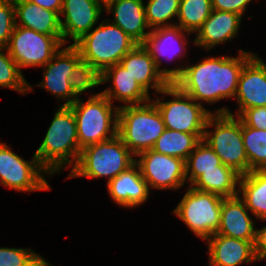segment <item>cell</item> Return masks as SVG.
I'll use <instances>...</instances> for the list:
<instances>
[{
    "instance_id": "1",
    "label": "cell",
    "mask_w": 266,
    "mask_h": 266,
    "mask_svg": "<svg viewBox=\"0 0 266 266\" xmlns=\"http://www.w3.org/2000/svg\"><path fill=\"white\" fill-rule=\"evenodd\" d=\"M237 57H206L196 64H187L173 82L197 103L213 104L222 99L235 98L238 79L244 64L255 54L240 49Z\"/></svg>"
},
{
    "instance_id": "2",
    "label": "cell",
    "mask_w": 266,
    "mask_h": 266,
    "mask_svg": "<svg viewBox=\"0 0 266 266\" xmlns=\"http://www.w3.org/2000/svg\"><path fill=\"white\" fill-rule=\"evenodd\" d=\"M80 153L74 112L70 106L60 105L34 155L52 176L67 167L72 169Z\"/></svg>"
},
{
    "instance_id": "3",
    "label": "cell",
    "mask_w": 266,
    "mask_h": 266,
    "mask_svg": "<svg viewBox=\"0 0 266 266\" xmlns=\"http://www.w3.org/2000/svg\"><path fill=\"white\" fill-rule=\"evenodd\" d=\"M73 45L79 50L81 59L102 73L106 68L120 63L137 43L120 27L103 19Z\"/></svg>"
},
{
    "instance_id": "4",
    "label": "cell",
    "mask_w": 266,
    "mask_h": 266,
    "mask_svg": "<svg viewBox=\"0 0 266 266\" xmlns=\"http://www.w3.org/2000/svg\"><path fill=\"white\" fill-rule=\"evenodd\" d=\"M101 92L91 94L86 102L79 97L70 105L76 120L80 149L112 139L117 135L118 109Z\"/></svg>"
},
{
    "instance_id": "5",
    "label": "cell",
    "mask_w": 266,
    "mask_h": 266,
    "mask_svg": "<svg viewBox=\"0 0 266 266\" xmlns=\"http://www.w3.org/2000/svg\"><path fill=\"white\" fill-rule=\"evenodd\" d=\"M135 155L116 135L112 139L86 146L67 179L87 177L107 178V183L135 163Z\"/></svg>"
},
{
    "instance_id": "6",
    "label": "cell",
    "mask_w": 266,
    "mask_h": 266,
    "mask_svg": "<svg viewBox=\"0 0 266 266\" xmlns=\"http://www.w3.org/2000/svg\"><path fill=\"white\" fill-rule=\"evenodd\" d=\"M165 129L162 116L152 101L119 106L117 135L135 156L152 149Z\"/></svg>"
},
{
    "instance_id": "7",
    "label": "cell",
    "mask_w": 266,
    "mask_h": 266,
    "mask_svg": "<svg viewBox=\"0 0 266 266\" xmlns=\"http://www.w3.org/2000/svg\"><path fill=\"white\" fill-rule=\"evenodd\" d=\"M211 127L214 131L209 130ZM202 140L219 156L222 164L233 168L240 175L248 173L242 121L237 116L211 114L207 119Z\"/></svg>"
},
{
    "instance_id": "8",
    "label": "cell",
    "mask_w": 266,
    "mask_h": 266,
    "mask_svg": "<svg viewBox=\"0 0 266 266\" xmlns=\"http://www.w3.org/2000/svg\"><path fill=\"white\" fill-rule=\"evenodd\" d=\"M159 93L173 98L170 101H163L158 96L156 99H151L158 108L166 129L204 134L211 111L183 93L174 83H169Z\"/></svg>"
},
{
    "instance_id": "9",
    "label": "cell",
    "mask_w": 266,
    "mask_h": 266,
    "mask_svg": "<svg viewBox=\"0 0 266 266\" xmlns=\"http://www.w3.org/2000/svg\"><path fill=\"white\" fill-rule=\"evenodd\" d=\"M223 198L189 186L177 207L172 211L202 240L215 235L220 225Z\"/></svg>"
},
{
    "instance_id": "10",
    "label": "cell",
    "mask_w": 266,
    "mask_h": 266,
    "mask_svg": "<svg viewBox=\"0 0 266 266\" xmlns=\"http://www.w3.org/2000/svg\"><path fill=\"white\" fill-rule=\"evenodd\" d=\"M43 175L51 174L39 163L35 155L24 160L9 145L0 142V184L20 192L50 190L51 185Z\"/></svg>"
},
{
    "instance_id": "11",
    "label": "cell",
    "mask_w": 266,
    "mask_h": 266,
    "mask_svg": "<svg viewBox=\"0 0 266 266\" xmlns=\"http://www.w3.org/2000/svg\"><path fill=\"white\" fill-rule=\"evenodd\" d=\"M64 45L63 36H50L16 25L6 49L21 70L43 67Z\"/></svg>"
},
{
    "instance_id": "12",
    "label": "cell",
    "mask_w": 266,
    "mask_h": 266,
    "mask_svg": "<svg viewBox=\"0 0 266 266\" xmlns=\"http://www.w3.org/2000/svg\"><path fill=\"white\" fill-rule=\"evenodd\" d=\"M187 33V34H186ZM191 33L183 30L180 26H168L151 30L146 40L142 43L154 60L158 71L169 81L173 83L183 72L184 63L177 68L168 69L162 65V58L180 59L186 56L188 36ZM187 36V37H186ZM185 55V56H184ZM162 57V58H161Z\"/></svg>"
},
{
    "instance_id": "13",
    "label": "cell",
    "mask_w": 266,
    "mask_h": 266,
    "mask_svg": "<svg viewBox=\"0 0 266 266\" xmlns=\"http://www.w3.org/2000/svg\"><path fill=\"white\" fill-rule=\"evenodd\" d=\"M135 163L139 166L143 179L149 189L178 190L186 179L185 161L178 157H172L158 153L152 149L138 153Z\"/></svg>"
},
{
    "instance_id": "14",
    "label": "cell",
    "mask_w": 266,
    "mask_h": 266,
    "mask_svg": "<svg viewBox=\"0 0 266 266\" xmlns=\"http://www.w3.org/2000/svg\"><path fill=\"white\" fill-rule=\"evenodd\" d=\"M254 54L243 66L235 100L238 110L233 114L228 108H217L212 114H230L239 116L245 109L266 107V62Z\"/></svg>"
},
{
    "instance_id": "15",
    "label": "cell",
    "mask_w": 266,
    "mask_h": 266,
    "mask_svg": "<svg viewBox=\"0 0 266 266\" xmlns=\"http://www.w3.org/2000/svg\"><path fill=\"white\" fill-rule=\"evenodd\" d=\"M81 59L79 50L70 44L60 48L43 67V80L36 86L51 92L59 101H65L62 106H70L77 100L73 93L69 78L72 69Z\"/></svg>"
},
{
    "instance_id": "16",
    "label": "cell",
    "mask_w": 266,
    "mask_h": 266,
    "mask_svg": "<svg viewBox=\"0 0 266 266\" xmlns=\"http://www.w3.org/2000/svg\"><path fill=\"white\" fill-rule=\"evenodd\" d=\"M103 12L104 2L102 0H63L60 24L65 46L70 38L74 44L84 34L90 32L100 20ZM61 15L64 16V20Z\"/></svg>"
},
{
    "instance_id": "17",
    "label": "cell",
    "mask_w": 266,
    "mask_h": 266,
    "mask_svg": "<svg viewBox=\"0 0 266 266\" xmlns=\"http://www.w3.org/2000/svg\"><path fill=\"white\" fill-rule=\"evenodd\" d=\"M144 5L143 0H106L104 11L108 15L113 14L114 19H108L110 22L120 27L137 44H142L151 32Z\"/></svg>"
},
{
    "instance_id": "18",
    "label": "cell",
    "mask_w": 266,
    "mask_h": 266,
    "mask_svg": "<svg viewBox=\"0 0 266 266\" xmlns=\"http://www.w3.org/2000/svg\"><path fill=\"white\" fill-rule=\"evenodd\" d=\"M108 82H111L113 87L110 86L101 93L111 102L116 100L127 106L151 101L150 93L120 63L106 68L101 73V85Z\"/></svg>"
},
{
    "instance_id": "19",
    "label": "cell",
    "mask_w": 266,
    "mask_h": 266,
    "mask_svg": "<svg viewBox=\"0 0 266 266\" xmlns=\"http://www.w3.org/2000/svg\"><path fill=\"white\" fill-rule=\"evenodd\" d=\"M254 242L215 234L206 240L209 266H240L257 261Z\"/></svg>"
},
{
    "instance_id": "20",
    "label": "cell",
    "mask_w": 266,
    "mask_h": 266,
    "mask_svg": "<svg viewBox=\"0 0 266 266\" xmlns=\"http://www.w3.org/2000/svg\"><path fill=\"white\" fill-rule=\"evenodd\" d=\"M107 188L114 203L124 208L139 207L150 194L148 184L136 163L109 181Z\"/></svg>"
},
{
    "instance_id": "21",
    "label": "cell",
    "mask_w": 266,
    "mask_h": 266,
    "mask_svg": "<svg viewBox=\"0 0 266 266\" xmlns=\"http://www.w3.org/2000/svg\"><path fill=\"white\" fill-rule=\"evenodd\" d=\"M242 16L233 12L212 10L211 15L197 30L193 45L209 51L238 35Z\"/></svg>"
},
{
    "instance_id": "22",
    "label": "cell",
    "mask_w": 266,
    "mask_h": 266,
    "mask_svg": "<svg viewBox=\"0 0 266 266\" xmlns=\"http://www.w3.org/2000/svg\"><path fill=\"white\" fill-rule=\"evenodd\" d=\"M248 212L250 211L239 195L223 198L220 225L216 234L255 241L257 228Z\"/></svg>"
},
{
    "instance_id": "23",
    "label": "cell",
    "mask_w": 266,
    "mask_h": 266,
    "mask_svg": "<svg viewBox=\"0 0 266 266\" xmlns=\"http://www.w3.org/2000/svg\"><path fill=\"white\" fill-rule=\"evenodd\" d=\"M120 64L148 93L150 89H153L155 96L169 84V81L158 71L152 56L142 44H137L128 52Z\"/></svg>"
},
{
    "instance_id": "24",
    "label": "cell",
    "mask_w": 266,
    "mask_h": 266,
    "mask_svg": "<svg viewBox=\"0 0 266 266\" xmlns=\"http://www.w3.org/2000/svg\"><path fill=\"white\" fill-rule=\"evenodd\" d=\"M16 25L50 36H62L60 15L27 0H13ZM20 22V23H19Z\"/></svg>"
},
{
    "instance_id": "25",
    "label": "cell",
    "mask_w": 266,
    "mask_h": 266,
    "mask_svg": "<svg viewBox=\"0 0 266 266\" xmlns=\"http://www.w3.org/2000/svg\"><path fill=\"white\" fill-rule=\"evenodd\" d=\"M240 176L233 168L221 164L218 170L203 171L190 186L196 190L229 198L238 195Z\"/></svg>"
},
{
    "instance_id": "26",
    "label": "cell",
    "mask_w": 266,
    "mask_h": 266,
    "mask_svg": "<svg viewBox=\"0 0 266 266\" xmlns=\"http://www.w3.org/2000/svg\"><path fill=\"white\" fill-rule=\"evenodd\" d=\"M238 195L254 217L259 220H265L266 170H252L247 174L241 175Z\"/></svg>"
},
{
    "instance_id": "27",
    "label": "cell",
    "mask_w": 266,
    "mask_h": 266,
    "mask_svg": "<svg viewBox=\"0 0 266 266\" xmlns=\"http://www.w3.org/2000/svg\"><path fill=\"white\" fill-rule=\"evenodd\" d=\"M204 134H191L165 129L156 140L152 150L172 157L187 160Z\"/></svg>"
},
{
    "instance_id": "28",
    "label": "cell",
    "mask_w": 266,
    "mask_h": 266,
    "mask_svg": "<svg viewBox=\"0 0 266 266\" xmlns=\"http://www.w3.org/2000/svg\"><path fill=\"white\" fill-rule=\"evenodd\" d=\"M211 0H180L178 23L183 30L192 33L202 26L212 13Z\"/></svg>"
},
{
    "instance_id": "29",
    "label": "cell",
    "mask_w": 266,
    "mask_h": 266,
    "mask_svg": "<svg viewBox=\"0 0 266 266\" xmlns=\"http://www.w3.org/2000/svg\"><path fill=\"white\" fill-rule=\"evenodd\" d=\"M242 139L248 159V173L266 170V130L248 127L242 123Z\"/></svg>"
},
{
    "instance_id": "30",
    "label": "cell",
    "mask_w": 266,
    "mask_h": 266,
    "mask_svg": "<svg viewBox=\"0 0 266 266\" xmlns=\"http://www.w3.org/2000/svg\"><path fill=\"white\" fill-rule=\"evenodd\" d=\"M221 160L212 148L201 140L185 161L186 179L191 185L203 171L218 170Z\"/></svg>"
},
{
    "instance_id": "31",
    "label": "cell",
    "mask_w": 266,
    "mask_h": 266,
    "mask_svg": "<svg viewBox=\"0 0 266 266\" xmlns=\"http://www.w3.org/2000/svg\"><path fill=\"white\" fill-rule=\"evenodd\" d=\"M0 87L15 90L22 95L33 91V85H29L24 78L22 70L12 59L6 47H0Z\"/></svg>"
},
{
    "instance_id": "32",
    "label": "cell",
    "mask_w": 266,
    "mask_h": 266,
    "mask_svg": "<svg viewBox=\"0 0 266 266\" xmlns=\"http://www.w3.org/2000/svg\"><path fill=\"white\" fill-rule=\"evenodd\" d=\"M180 0H148L145 7L146 21L150 30L174 26L176 23L170 22L177 18Z\"/></svg>"
},
{
    "instance_id": "33",
    "label": "cell",
    "mask_w": 266,
    "mask_h": 266,
    "mask_svg": "<svg viewBox=\"0 0 266 266\" xmlns=\"http://www.w3.org/2000/svg\"><path fill=\"white\" fill-rule=\"evenodd\" d=\"M69 82L73 93L79 98L82 93L101 84V73L87 61L80 59L72 69Z\"/></svg>"
},
{
    "instance_id": "34",
    "label": "cell",
    "mask_w": 266,
    "mask_h": 266,
    "mask_svg": "<svg viewBox=\"0 0 266 266\" xmlns=\"http://www.w3.org/2000/svg\"><path fill=\"white\" fill-rule=\"evenodd\" d=\"M41 257L30 248L0 247V266H33Z\"/></svg>"
},
{
    "instance_id": "35",
    "label": "cell",
    "mask_w": 266,
    "mask_h": 266,
    "mask_svg": "<svg viewBox=\"0 0 266 266\" xmlns=\"http://www.w3.org/2000/svg\"><path fill=\"white\" fill-rule=\"evenodd\" d=\"M16 26L13 0H0V47H6Z\"/></svg>"
},
{
    "instance_id": "36",
    "label": "cell",
    "mask_w": 266,
    "mask_h": 266,
    "mask_svg": "<svg viewBox=\"0 0 266 266\" xmlns=\"http://www.w3.org/2000/svg\"><path fill=\"white\" fill-rule=\"evenodd\" d=\"M238 118L248 127L266 130V107L245 109Z\"/></svg>"
},
{
    "instance_id": "37",
    "label": "cell",
    "mask_w": 266,
    "mask_h": 266,
    "mask_svg": "<svg viewBox=\"0 0 266 266\" xmlns=\"http://www.w3.org/2000/svg\"><path fill=\"white\" fill-rule=\"evenodd\" d=\"M252 0H211L212 9L239 14L243 17Z\"/></svg>"
},
{
    "instance_id": "38",
    "label": "cell",
    "mask_w": 266,
    "mask_h": 266,
    "mask_svg": "<svg viewBox=\"0 0 266 266\" xmlns=\"http://www.w3.org/2000/svg\"><path fill=\"white\" fill-rule=\"evenodd\" d=\"M261 221H266V219ZM254 253L257 261L266 259V226L256 229Z\"/></svg>"
},
{
    "instance_id": "39",
    "label": "cell",
    "mask_w": 266,
    "mask_h": 266,
    "mask_svg": "<svg viewBox=\"0 0 266 266\" xmlns=\"http://www.w3.org/2000/svg\"><path fill=\"white\" fill-rule=\"evenodd\" d=\"M27 1L37 4L38 6H41L44 9L57 12L59 15L61 13L63 0H27Z\"/></svg>"
},
{
    "instance_id": "40",
    "label": "cell",
    "mask_w": 266,
    "mask_h": 266,
    "mask_svg": "<svg viewBox=\"0 0 266 266\" xmlns=\"http://www.w3.org/2000/svg\"><path fill=\"white\" fill-rule=\"evenodd\" d=\"M33 266H52L43 256Z\"/></svg>"
}]
</instances>
